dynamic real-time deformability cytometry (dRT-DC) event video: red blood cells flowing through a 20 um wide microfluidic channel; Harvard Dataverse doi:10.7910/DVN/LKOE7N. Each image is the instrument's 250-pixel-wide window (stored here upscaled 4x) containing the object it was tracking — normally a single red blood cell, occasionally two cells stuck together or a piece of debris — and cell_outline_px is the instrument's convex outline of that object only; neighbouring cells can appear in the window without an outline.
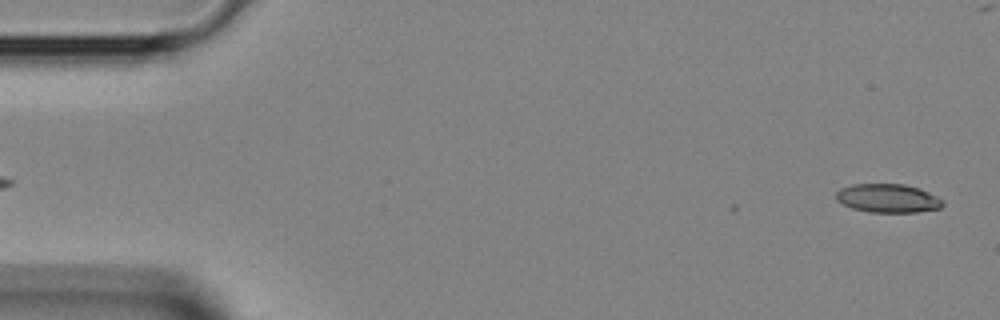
{"species": "Egyptian fruit bat (a non-hibernating species)", "species_latin": "Rousettus aegyptiacus", "temperature_condition": "room temperature", "stored_images_in_passage": 3, "segment_of_instrument_passage": [2, 2], "camera_frame_rate_fps": 3000, "um_per_image_px": 0.085, "animal": {"sex": "female"}, "frame": {"image": 1, "passage_image": 3, "time_ms": 0.667, "image_size_px": [1000, 320], "cell_outline_px": [[944, 204], [940, 208], [916, 212], [868, 212], [852, 208], [836, 200], [836, 192], [840, 188], [852, 184], [904, 184], [920, 188], [944, 200]], "centroid_in_image_um": [75.47, 16.85], "position_along_channel_um": 9.5, "area_um2": 17.86}}